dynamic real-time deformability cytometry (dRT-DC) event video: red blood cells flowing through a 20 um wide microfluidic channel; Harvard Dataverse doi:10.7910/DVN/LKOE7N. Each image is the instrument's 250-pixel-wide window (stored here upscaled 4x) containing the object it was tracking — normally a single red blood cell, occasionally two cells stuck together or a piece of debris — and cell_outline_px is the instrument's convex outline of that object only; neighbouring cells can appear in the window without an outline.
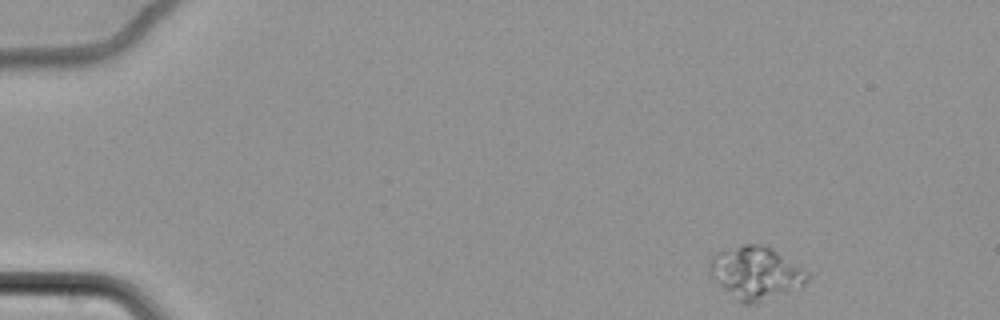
{"species": "common noctule bat (a hibernating species)", "species_latin": "Nyctalus noctula", "temperature_condition": "cold", "stored_images_in_passage": 57, "camera_frame_rate_fps": 3000, "um_per_image_px": 0.085, "animal": {"sex": "female", "body_mass_g": 22.7, "forearm_length_mm": 54.2}, "frame": {"image": 1, "passage_image": 1, "time_ms": 0.0, "image_size_px": [1000, 320], "cell_outline_px": [[812, 276], [804, 284], [756, 304], [744, 304], [724, 288], [712, 276], [708, 264], [708, 260], [716, 252], [744, 244], [756, 244], [772, 248], [812, 272]], "centroid_in_image_um": [64.28, 23.17], "position_along_channel_um": 20.7, "area_um2": 29.82}}
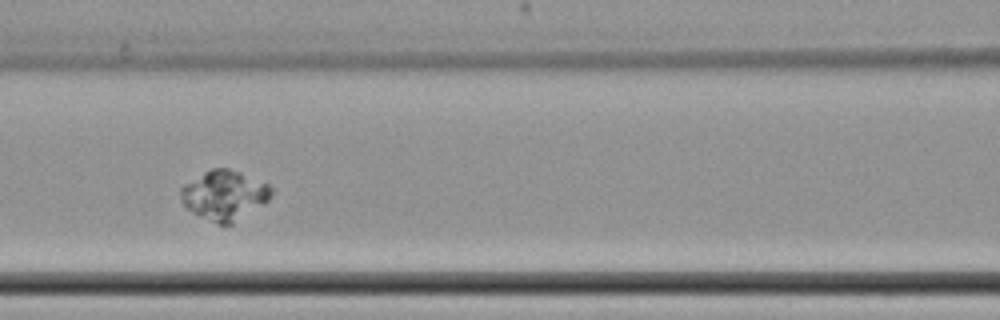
{"frame": {"image": 2, "passage_image": 24, "time_ms": 7.667, "image_size_px": [1000, 320], "cell_outline_px": [[276, 188], [272, 196], [268, 200], [232, 224], [216, 224], [192, 212], [180, 200], [180, 188], [184, 184], [204, 172], [212, 168], [228, 168], [240, 172], [268, 184]], "centroid_in_image_um": [19.08, 16.58], "position_along_channel_um": 147.5, "area_um2": 26.13}}
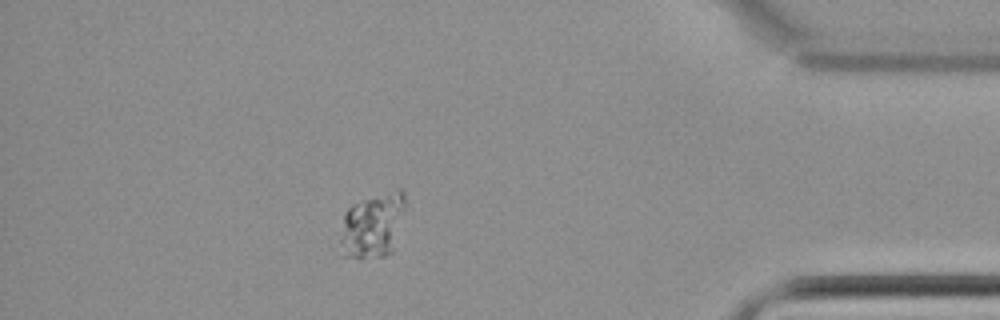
{"frame": {"image": 3, "passage_image": 50, "time_ms": 16.333, "image_size_px": [1000, 320], "cell_outline_px": [[408, 204], [392, 252], [384, 256], [340, 256], [340, 240], [344, 212], [352, 204], [396, 188], [404, 188]], "centroid_in_image_um": [31.73, 19.09], "position_along_channel_um": 403.5, "area_um2": 25.03}}